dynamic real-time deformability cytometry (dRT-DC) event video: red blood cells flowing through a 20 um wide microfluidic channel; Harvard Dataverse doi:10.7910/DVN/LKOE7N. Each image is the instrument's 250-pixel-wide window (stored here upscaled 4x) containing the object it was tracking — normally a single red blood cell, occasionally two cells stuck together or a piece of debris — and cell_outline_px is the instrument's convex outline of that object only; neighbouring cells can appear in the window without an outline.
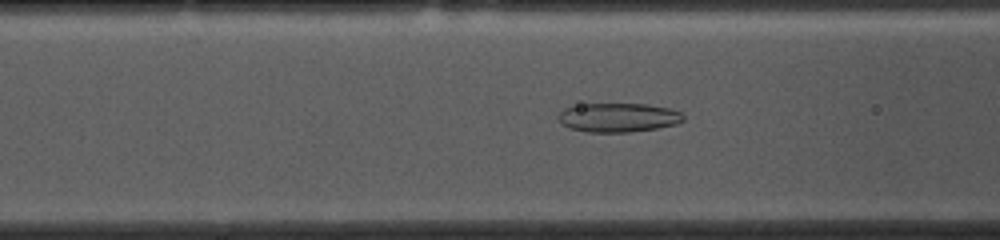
{"species": "common noctule bat (a hibernating species)", "species_latin": "Nyctalus noctula", "temperature_condition": "cold", "stored_images_in_passage": 53, "camera_frame_rate_fps": 3000, "um_per_image_px": 0.085, "animal": {"sex": "female", "body_mass_g": 10.0, "forearm_length_mm": 53.1}, "frame": {"image": 1, "passage_image": 19, "time_ms": 6.0, "image_size_px": [1000, 240], "cell_outline_px": [[684, 120], [676, 124], [656, 128], [628, 132], [588, 132], [568, 128], [560, 124], [556, 116], [564, 108], [580, 104], [648, 104], [672, 108], [680, 112], [684, 116]], "centroid_in_image_um": [52.52, 9.98], "position_along_channel_um": 114.1, "area_um2": 21.39}}
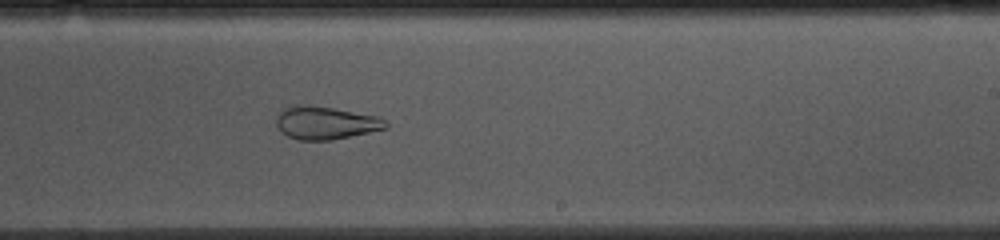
{"frame": {"image": 2, "passage_image": 31, "time_ms": 10.0, "image_size_px": [1000, 240], "cell_outline_px": [[388, 128], [332, 140], [296, 140], [280, 132], [276, 124], [276, 112], [288, 104], [300, 104], [332, 108], [380, 116], [388, 124]], "centroid_in_image_um": [27.61, 10.43], "position_along_channel_um": 261.4, "area_um2": 21.39}}
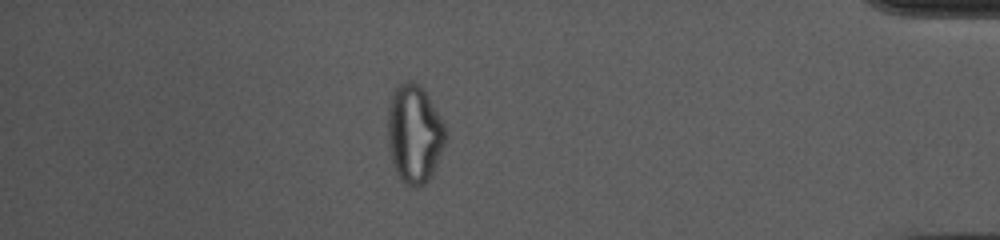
{"frame": {"image": 3, "passage_image": 46, "time_ms": 15.0, "image_size_px": [1000, 240], "cell_outline_px": [[448, 132], [444, 148], [432, 176], [420, 188], [416, 188], [404, 184], [400, 180], [392, 164], [388, 148], [388, 104], [392, 92], [396, 84], [408, 80], [412, 80], [420, 84], [424, 88], [444, 120]], "centroid_in_image_um": [35.24, 11.36], "position_along_channel_um": 400.0, "area_um2": 34.45}, "authors_computed_cell_mechanics": {"area_um2": 26.01, "velocity_mm_per_s": 3.6832, "shape_relaxation_time_tau1_ms": null, "shape_relaxation_time_tau2_ms": 2.6461, "deformation_change_tau1": null, "deformation_change_tau2": 0.0896}}